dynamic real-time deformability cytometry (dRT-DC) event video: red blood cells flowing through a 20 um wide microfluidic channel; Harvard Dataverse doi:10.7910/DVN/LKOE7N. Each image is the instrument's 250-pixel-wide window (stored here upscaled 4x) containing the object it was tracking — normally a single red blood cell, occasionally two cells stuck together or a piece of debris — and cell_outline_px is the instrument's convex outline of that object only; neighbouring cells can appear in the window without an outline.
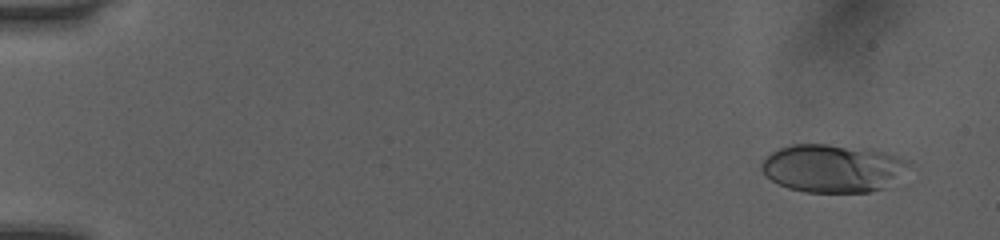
{"species": "human", "species_latin": "Homo sapiens", "temperature_condition": "room temperature", "stored_images_in_passage": 50, "camera_frame_rate_fps": 3000, "um_per_image_px": 0.085, "donor": {"sex": "female"}, "frame": {"image": 1, "passage_image": 3, "time_ms": 0.667, "image_size_px": [1000, 240], "cell_outline_px": [[912, 160], [884, 188], [868, 192], [804, 192], [788, 188], [772, 180], [760, 168], [760, 164], [772, 152], [780, 148], [792, 144], [828, 144], [872, 148]], "centroid_in_image_um": [70.75, 14.28], "position_along_channel_um": 14.2, "area_um2": 40.86}}
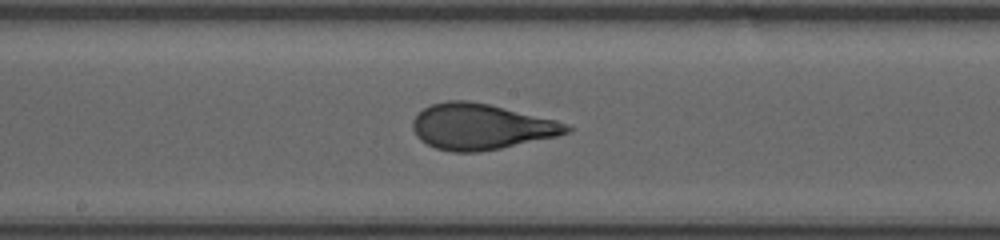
{"frame": {"image": 2, "passage_image": 28, "time_ms": 9.0, "image_size_px": [1000, 240], "cell_outline_px": [[576, 128], [568, 132], [556, 136], [500, 148], [480, 152], [452, 152], [436, 148], [420, 140], [416, 136], [412, 128], [412, 120], [424, 108], [432, 104], [448, 100], [468, 100], [488, 104], [556, 120], [568, 124]], "centroid_in_image_um": [40.87, 10.76], "position_along_channel_um": 207.3, "area_um2": 40.92}}
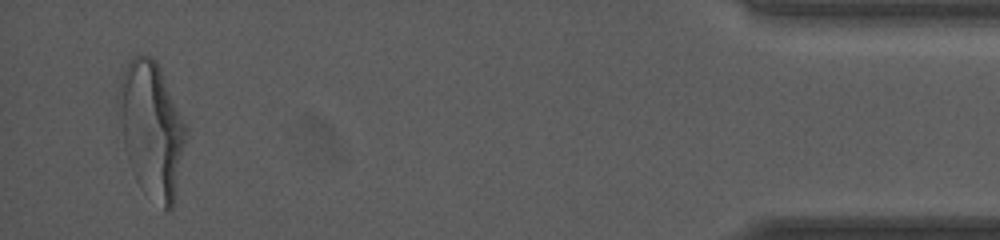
{"frame": {"image": 3, "passage_image": 49, "time_ms": 16.0, "image_size_px": [1000, 240], "cell_outline_px": [[188, 136], [172, 208], [168, 212], [164, 212], [136, 180], [128, 160], [124, 148], [116, 104], [116, 92], [124, 68], [128, 60], [136, 56], [152, 56], [156, 60], [160, 68], [188, 132]], "centroid_in_image_um": [12.86, 10.99], "position_along_channel_um": 422.3, "area_um2": 53.23}, "authors_computed_cell_mechanics": {"area_um2": 40.4311, "velocity_mm_per_s": 4.0682, "shape_relaxation_time_tau1_ms": 4.7971, "shape_relaxation_time_tau2_ms": null, "deformation_change_tau1": 0.2214, "deformation_change_tau2": null}}